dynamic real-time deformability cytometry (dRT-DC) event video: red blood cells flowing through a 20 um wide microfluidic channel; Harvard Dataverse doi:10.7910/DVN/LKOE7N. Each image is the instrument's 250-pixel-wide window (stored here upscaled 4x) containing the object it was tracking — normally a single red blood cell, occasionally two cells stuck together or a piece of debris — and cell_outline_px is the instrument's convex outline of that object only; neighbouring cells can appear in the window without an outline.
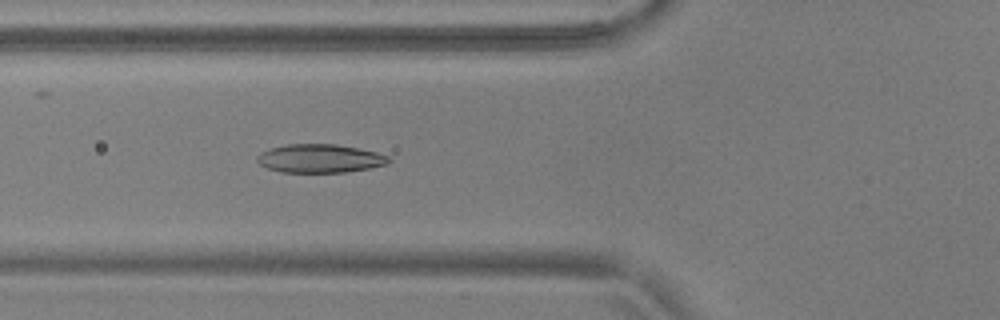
{"species": "common noctule bat (a hibernating species)", "species_latin": "Nyctalus noctula", "temperature_condition": "warm", "stored_images_in_passage": 55, "camera_frame_rate_fps": 3000, "um_per_image_px": 0.085, "animal": {"sex": "male", "body_mass_g": 17.9, "forearm_length_mm": 54.2}, "frame": {"image": 1, "passage_image": 21, "time_ms": 6.667, "image_size_px": [1000, 320], "cell_outline_px": [[392, 160], [388, 164], [368, 168], [344, 172], [280, 172], [268, 168], [260, 164], [256, 160], [256, 156], [260, 152], [272, 148], [288, 144], [336, 144], [360, 148], [376, 152], [388, 156]], "centroid_in_image_um": [27.2, 13.46], "position_along_channel_um": 98.6, "area_um2": 21.85}}
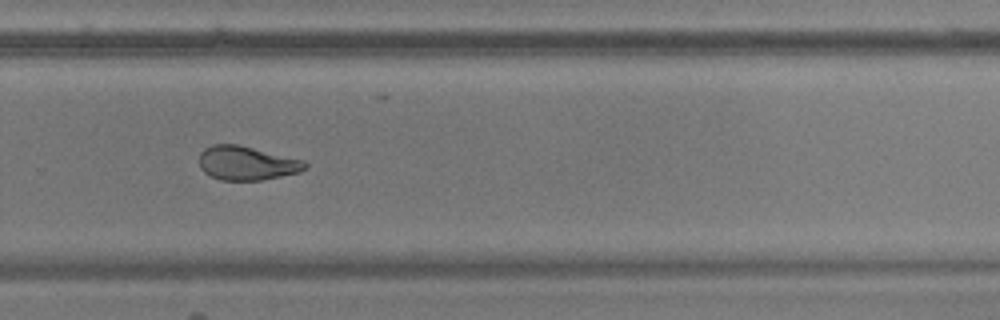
{"frame": {"image": 2, "passage_image": 38, "time_ms": 12.333, "image_size_px": [1000, 320], "cell_outline_px": [[308, 168], [300, 172], [260, 180], [220, 180], [204, 172], [200, 168], [200, 152], [204, 148], [212, 144], [236, 144], [304, 160], [308, 164]], "centroid_in_image_um": [20.97, 13.86], "position_along_channel_um": 308.8, "area_um2": 20.87}}
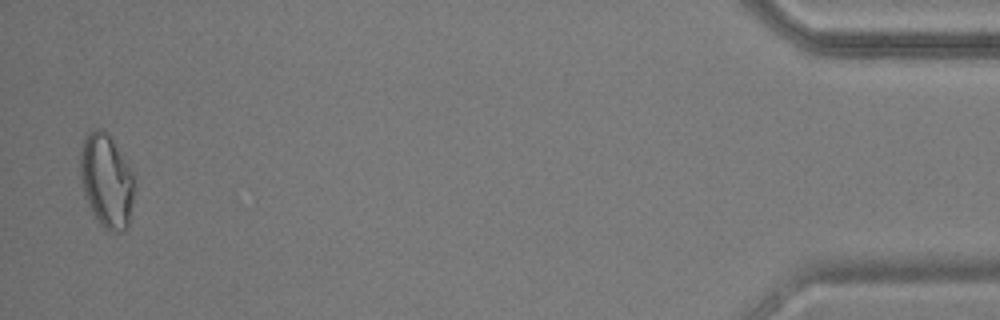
{"frame": {"image": 3, "passage_image": 54, "time_ms": 17.667, "image_size_px": [1000, 320], "cell_outline_px": [[132, 204], [128, 228], [124, 232], [108, 232], [100, 224], [92, 212], [84, 196], [80, 176], [80, 152], [84, 140], [88, 132], [96, 128], [104, 128], [108, 132], [132, 168]], "centroid_in_image_um": [9.04, 15.36], "position_along_channel_um": 426.2, "area_um2": 29.82}, "authors_computed_cell_mechanics": {"area_um2": 22.1952, "velocity_mm_per_s": 3.7071, "shape_relaxation_time_tau1_ms": 6.5255, "shape_relaxation_time_tau2_ms": 1.9066, "deformation_change_tau1": 0.1722, "deformation_change_tau2": 0.0772}}